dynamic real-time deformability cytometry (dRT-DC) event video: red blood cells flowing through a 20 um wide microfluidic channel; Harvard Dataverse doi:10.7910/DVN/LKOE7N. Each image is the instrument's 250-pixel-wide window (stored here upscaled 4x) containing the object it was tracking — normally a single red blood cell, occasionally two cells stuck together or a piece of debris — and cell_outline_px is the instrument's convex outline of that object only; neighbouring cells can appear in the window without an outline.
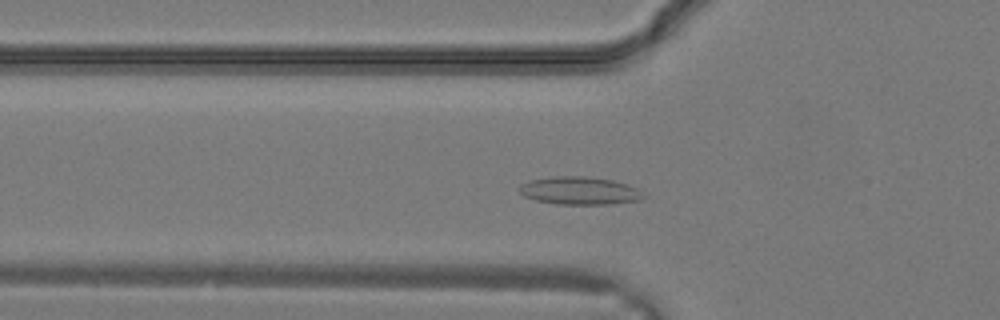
{"species": "common noctule bat (a hibernating species)", "species_latin": "Nyctalus noctula", "temperature_condition": "warm", "stored_images_in_passage": 9, "camera_frame_rate_fps": 3000, "um_per_image_px": 0.085, "animal": {"sex": "male", "body_mass_g": 19.2, "forearm_length_mm": 51.8}, "frame": {"image": 1, "passage_image": 8, "time_ms": 2.333, "image_size_px": [1000, 320], "cell_outline_px": [[644, 196], [640, 200], [612, 204], [556, 204], [536, 200], [524, 196], [520, 192], [520, 184], [532, 180], [556, 176], [584, 176], [612, 180], [636, 188]], "centroid_in_image_um": [49.24, 16.21], "position_along_channel_um": 76.6, "area_um2": 19.83}}